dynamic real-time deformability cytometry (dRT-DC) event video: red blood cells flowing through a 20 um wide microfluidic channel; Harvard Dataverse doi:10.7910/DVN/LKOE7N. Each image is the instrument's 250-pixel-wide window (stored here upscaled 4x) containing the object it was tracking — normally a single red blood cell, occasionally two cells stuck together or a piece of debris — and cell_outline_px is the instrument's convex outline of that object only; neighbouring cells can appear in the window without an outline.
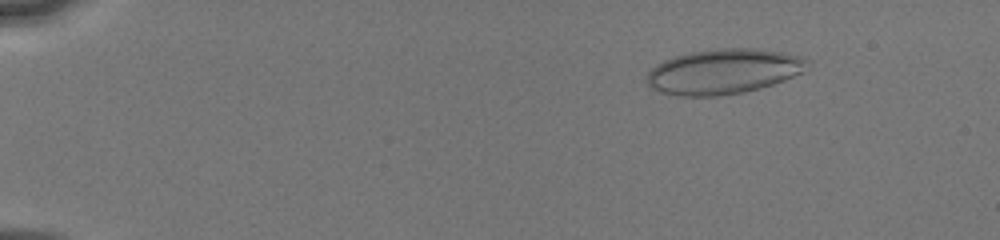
{"species": "human", "species_latin": "Homo sapiens", "temperature_condition": "cold", "stored_images_in_passage": 6, "camera_frame_rate_fps": 3000, "um_per_image_px": 0.085, "donor": {"sex": "male"}, "frame": {"image": 1, "passage_image": 3, "time_ms": 2.333, "image_size_px": [1000, 240], "cell_outline_px": [[812, 60], [804, 72], [784, 80], [760, 88], [744, 92], [716, 96], [676, 96], [660, 92], [652, 88], [648, 84], [648, 72], [656, 64], [664, 60], [676, 56], [692, 52], [716, 48], [756, 48], [784, 52], [800, 56]], "centroid_in_image_um": [61.54, 6.07], "position_along_channel_um": 23.5, "area_um2": 42.37}}